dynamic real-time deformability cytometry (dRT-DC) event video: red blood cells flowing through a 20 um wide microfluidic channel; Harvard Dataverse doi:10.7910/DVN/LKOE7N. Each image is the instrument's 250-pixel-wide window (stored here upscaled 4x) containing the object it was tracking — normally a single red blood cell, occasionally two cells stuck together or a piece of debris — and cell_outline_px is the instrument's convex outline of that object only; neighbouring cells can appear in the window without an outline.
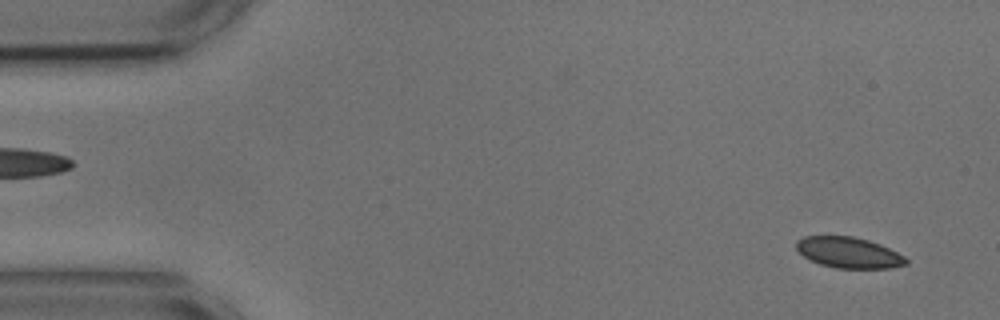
{"species": "common noctule bat (a hibernating species)", "species_latin": "Nyctalus noctula", "temperature_condition": "cold", "stored_images_in_passage": 54, "camera_frame_rate_fps": 3000, "um_per_image_px": 0.085, "animal": {"sex": "male", "body_mass_g": 17.9, "forearm_length_mm": 54.2}, "frame": {"image": 1, "passage_image": 3, "time_ms": 0.667, "image_size_px": [1000, 320], "cell_outline_px": [[908, 264], [888, 268], [836, 268], [820, 264], [804, 256], [796, 248], [796, 240], [804, 236], [852, 236], [868, 240], [880, 244], [904, 256], [908, 260]], "centroid_in_image_um": [72.14, 21.46], "position_along_channel_um": 12.9, "area_um2": 19.59}}
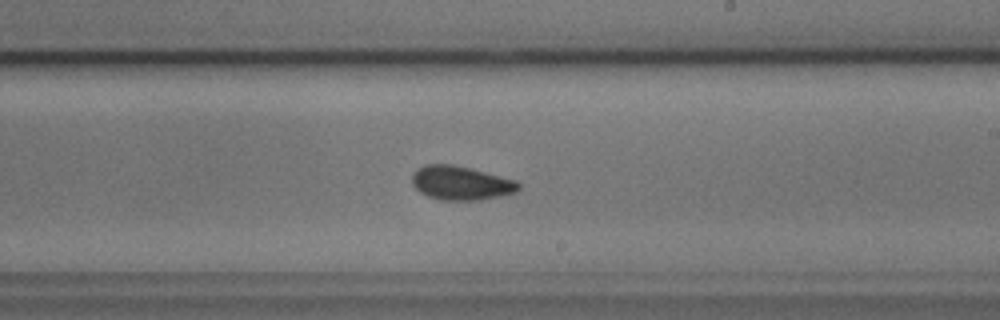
{"frame": {"image": 2, "passage_image": 31, "time_ms": 10.0, "image_size_px": [1000, 320], "cell_outline_px": [[520, 188], [516, 192], [480, 200], [440, 200], [428, 196], [420, 192], [412, 184], [412, 176], [424, 164], [452, 164], [472, 168], [516, 180], [520, 184]], "centroid_in_image_um": [39.19, 15.55], "position_along_channel_um": 249.8, "area_um2": 21.04}}
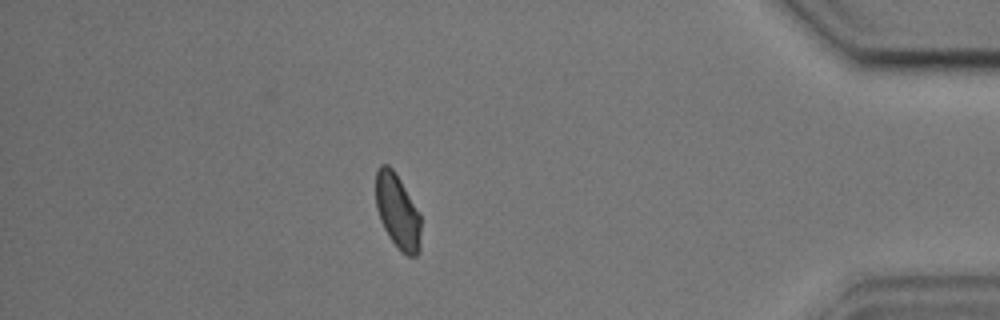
{"frame": {"image": 3, "passage_image": 47, "time_ms": 15.333, "image_size_px": [1000, 320], "cell_outline_px": [[420, 252], [416, 256], [408, 256], [400, 252], [384, 228], [380, 220], [376, 208], [376, 168], [380, 164], [388, 164], [392, 168], [400, 180], [420, 212]], "centroid_in_image_um": [33.79, 17.97], "position_along_channel_um": 401.4, "area_um2": 19.77}, "authors_computed_cell_mechanics": {"area_um2": 20.7213, "velocity_mm_per_s": 3.6478, "shape_relaxation_time_tau1_ms": 2.8875, "shape_relaxation_time_tau2_ms": 1.5978, "deformation_change_tau1": 0.0529, "deformation_change_tau2": 0.0524}}